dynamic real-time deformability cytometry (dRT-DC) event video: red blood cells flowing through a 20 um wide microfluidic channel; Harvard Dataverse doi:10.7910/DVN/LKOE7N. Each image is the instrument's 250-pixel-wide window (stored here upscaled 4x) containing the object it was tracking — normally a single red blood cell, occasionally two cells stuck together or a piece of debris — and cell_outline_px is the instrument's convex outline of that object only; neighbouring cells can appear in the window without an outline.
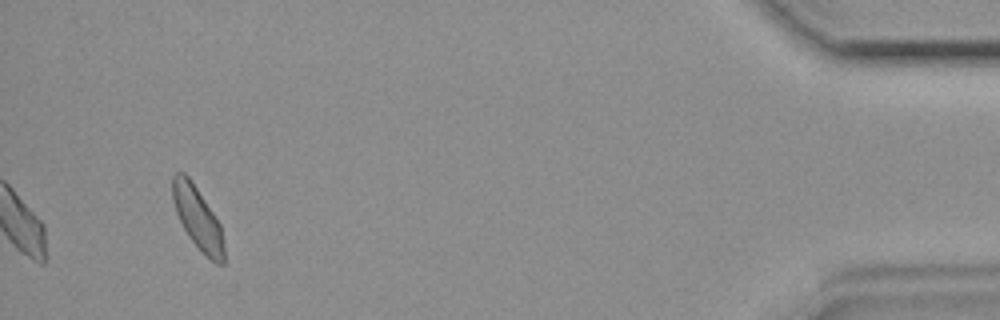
{"species": "common noctule bat (a hibernating species)", "species_latin": "Nyctalus noctula", "temperature_condition": "room temperature", "stored_images_in_passage": 33, "camera_frame_rate_fps": 3000, "um_per_image_px": 0.085, "animal": {"sex": "female", "body_mass_g": 19.9}, "frame": {"image": 1, "passage_image": 33, "time_ms": 10.667, "image_size_px": [1000, 320], "cell_outline_px": [[224, 264], [216, 264], [188, 236], [176, 212], [172, 200], [172, 176], [176, 172], [184, 172], [192, 180], [220, 224], [224, 248]], "centroid_in_image_um": [16.78, 18.48], "position_along_channel_um": 418.4, "area_um2": 18.38}}